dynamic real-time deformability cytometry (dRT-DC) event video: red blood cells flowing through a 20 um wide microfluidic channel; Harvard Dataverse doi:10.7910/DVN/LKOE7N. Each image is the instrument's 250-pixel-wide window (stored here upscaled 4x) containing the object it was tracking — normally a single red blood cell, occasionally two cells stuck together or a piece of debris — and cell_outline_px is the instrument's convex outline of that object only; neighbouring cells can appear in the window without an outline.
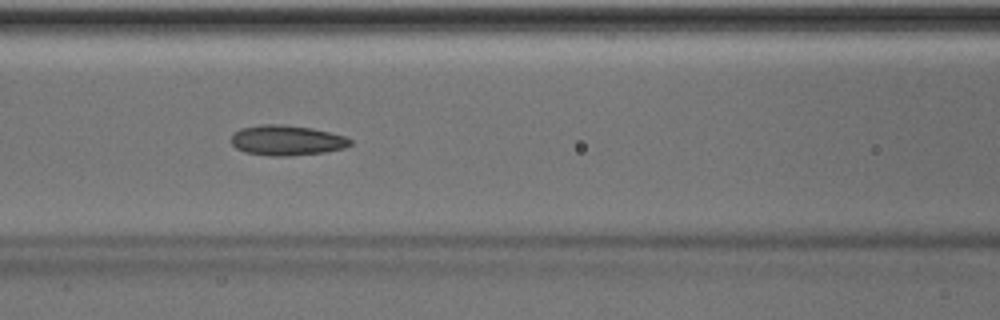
{"species": "Egyptian fruit bat (a non-hibernating species)", "species_latin": "Rousettus aegyptiacus", "temperature_condition": "room temperature", "stored_images_in_passage": 50, "camera_frame_rate_fps": 3000, "um_per_image_px": 0.085, "animal": {"sex": "male"}, "frame": {"image": 1, "passage_image": 22, "time_ms": 7.0, "image_size_px": [1000, 320], "cell_outline_px": [[352, 144], [344, 148], [324, 152], [288, 156], [272, 156], [244, 152], [236, 148], [232, 144], [232, 132], [240, 128], [260, 124], [284, 124], [312, 128], [344, 136], [352, 140]], "centroid_in_image_um": [24.34, 11.92], "position_along_channel_um": 142.3, "area_um2": 21.04}}
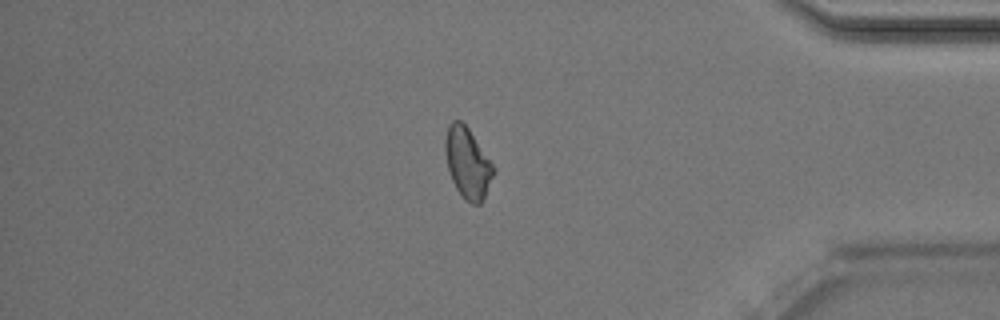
{"frame": {"image": 2, "passage_image": 43, "time_ms": 14.0, "image_size_px": [1000, 320], "cell_outline_px": [[496, 172], [480, 204], [472, 204], [464, 200], [456, 188], [452, 180], [448, 168], [444, 148], [444, 140], [448, 124], [452, 120], [460, 120], [468, 128], [496, 168]], "centroid_in_image_um": [39.74, 13.85], "position_along_channel_um": 395.5, "area_um2": 19.94}, "authors_computed_cell_mechanics": {"area_um2": 20.5768, "velocity_mm_per_s": 4.0275, "shape_relaxation_time_tau1_ms": 5.882, "shape_relaxation_time_tau2_ms": 4.1014, "deformation_change_tau1": 0.1304, "deformation_change_tau2": 0.1021}}